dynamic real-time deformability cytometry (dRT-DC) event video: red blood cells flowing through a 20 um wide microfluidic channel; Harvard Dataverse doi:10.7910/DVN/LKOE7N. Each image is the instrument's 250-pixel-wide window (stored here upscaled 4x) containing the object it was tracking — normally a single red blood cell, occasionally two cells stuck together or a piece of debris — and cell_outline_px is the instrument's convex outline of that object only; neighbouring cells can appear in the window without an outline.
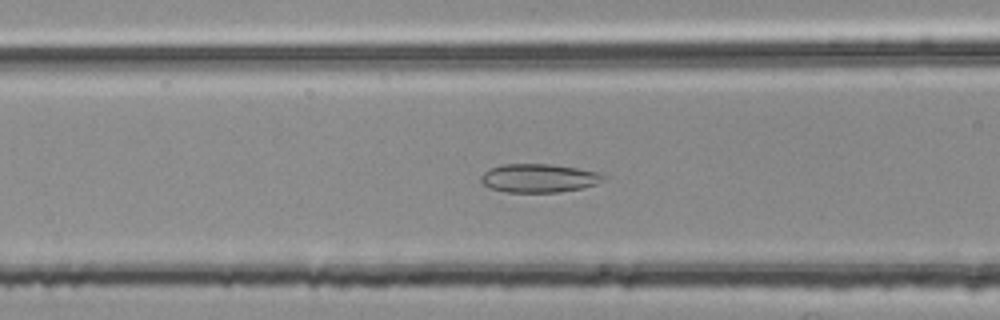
{"species": "common noctule bat (a hibernating species)", "species_latin": "Nyctalus noctula", "temperature_condition": "room temperature", "stored_images_in_passage": 43, "camera_frame_rate_fps": 3000, "um_per_image_px": 0.085, "animal": {"sex": "female", "body_mass_g": 25.1}, "frame": {"image": 1, "passage_image": 18, "time_ms": 5.667, "image_size_px": [1000, 320], "cell_outline_px": [[604, 180], [596, 184], [584, 188], [556, 192], [504, 192], [488, 188], [480, 184], [480, 176], [488, 168], [500, 164], [552, 164], [576, 168], [596, 172], [604, 176]], "centroid_in_image_um": [45.71, 15.14], "position_along_channel_um": 120.9, "area_um2": 20.58}}
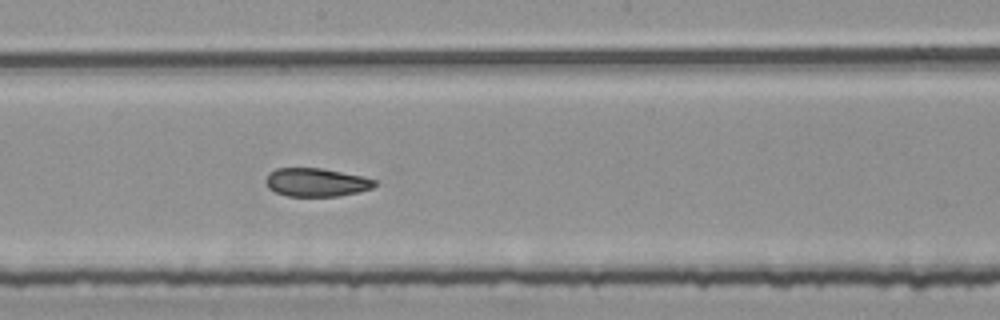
{"frame": {"image": 2, "passage_image": 26, "time_ms": 8.333, "image_size_px": [1000, 320], "cell_outline_px": [[376, 184], [372, 188], [340, 196], [288, 196], [276, 192], [268, 188], [264, 184], [264, 180], [268, 172], [276, 168], [320, 168], [360, 176], [376, 180]], "centroid_in_image_um": [26.81, 15.5], "position_along_channel_um": 221.4, "area_um2": 17.98}}
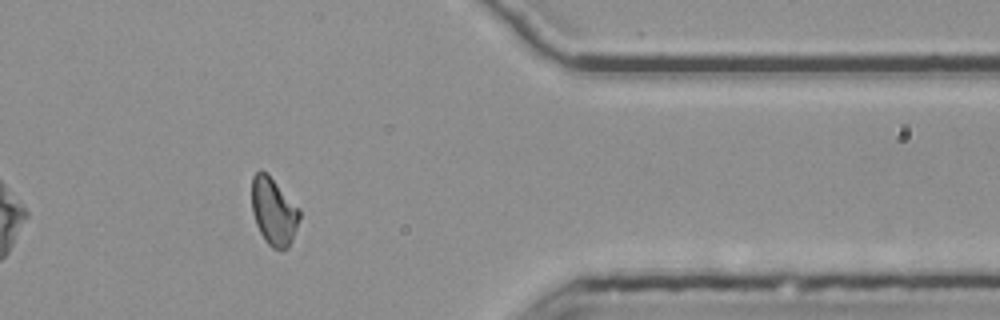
{"frame": {"image": 3, "passage_image": 41, "time_ms": 13.333, "image_size_px": [1000, 320], "cell_outline_px": [[300, 216], [292, 240], [288, 248], [280, 252], [272, 248], [264, 240], [256, 224], [252, 212], [252, 176], [260, 168], [300, 208]], "centroid_in_image_um": [23.26, 18.02], "position_along_channel_um": 388.1, "area_um2": 18.67}, "authors_computed_cell_mechanics": {"area_um2": 19.5364, "velocity_mm_per_s": 3.7707, "shape_relaxation_time_tau1_ms": null, "shape_relaxation_time_tau2_ms": 3.4753, "deformation_change_tau1": null, "deformation_change_tau2": 0.0967}}